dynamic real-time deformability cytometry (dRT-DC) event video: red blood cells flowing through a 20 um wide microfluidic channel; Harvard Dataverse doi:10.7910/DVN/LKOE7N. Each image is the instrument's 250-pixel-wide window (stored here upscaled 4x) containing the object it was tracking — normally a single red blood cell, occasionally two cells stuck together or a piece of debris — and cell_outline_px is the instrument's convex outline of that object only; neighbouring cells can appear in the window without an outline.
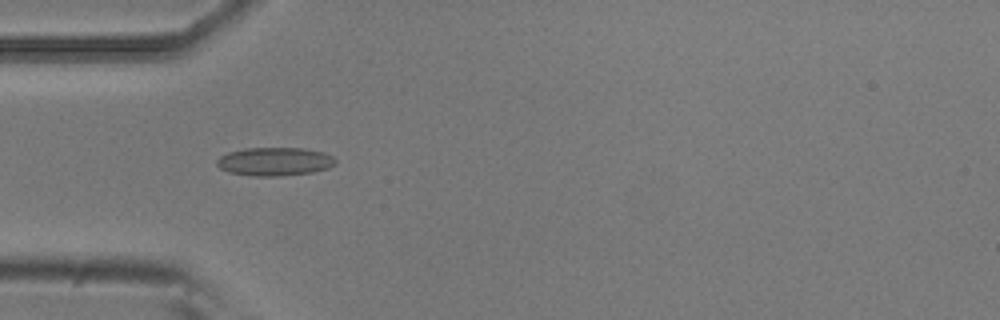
{"species": "common noctule bat (a hibernating species)", "species_latin": "Nyctalus noctula", "temperature_condition": "room temperature", "stored_images_in_passage": 6, "camera_frame_rate_fps": 3000, "um_per_image_px": 0.085, "animal": {"sex": "male", "body_mass_g": 20.5, "forearm_length_mm": 52.5}, "frame": {"image": 1, "passage_image": 5, "time_ms": 1.333, "image_size_px": [1000, 320], "cell_outline_px": [[336, 164], [328, 168], [312, 172], [280, 176], [252, 176], [228, 172], [220, 168], [216, 164], [216, 160], [220, 156], [228, 152], [244, 148], [304, 148], [324, 152], [332, 156], [336, 160]], "centroid_in_image_um": [23.34, 13.73], "position_along_channel_um": 61.7, "area_um2": 19.77}}
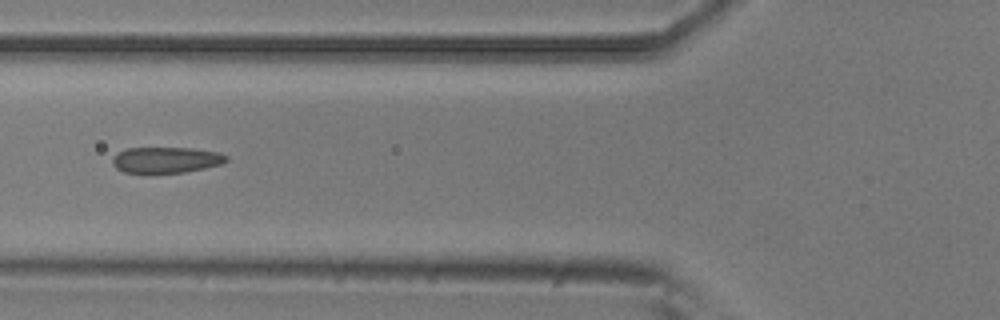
{"frame": {"image": 2, "passage_image": 6, "time_ms": 1.667, "image_size_px": [1000, 320], "cell_outline_px": [[228, 160], [224, 164], [184, 172], [124, 172], [116, 168], [112, 164], [112, 160], [120, 152], [128, 148], [192, 148], [220, 152], [228, 156]], "centroid_in_image_um": [14.19, 13.58], "position_along_channel_um": 111.6, "area_um2": 17.05}}